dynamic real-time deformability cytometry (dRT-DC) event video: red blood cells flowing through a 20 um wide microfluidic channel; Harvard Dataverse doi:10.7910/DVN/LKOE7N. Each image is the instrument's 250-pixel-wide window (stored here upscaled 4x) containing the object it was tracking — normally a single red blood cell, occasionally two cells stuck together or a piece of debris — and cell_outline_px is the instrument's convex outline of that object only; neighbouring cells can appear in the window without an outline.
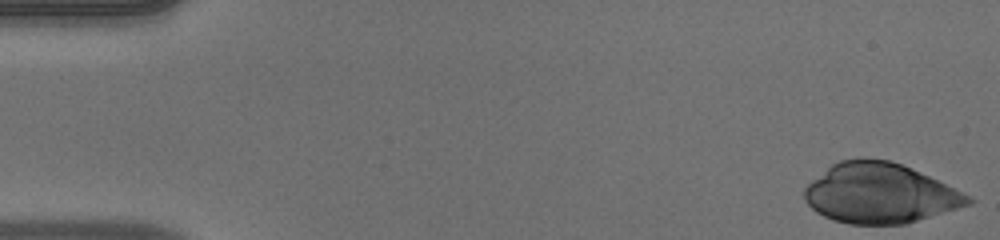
{"species": "human", "species_latin": "Homo sapiens", "temperature_condition": "warm", "stored_images_in_passage": 51, "camera_frame_rate_fps": 3000, "um_per_image_px": 0.085, "donor": {"sex": "male"}, "frame": {"image": 1, "passage_image": 1, "time_ms": 0.0, "image_size_px": [1000, 240], "cell_outline_px": [[976, 200], [972, 204], [904, 224], [848, 224], [832, 220], [816, 212], [804, 200], [804, 188], [812, 180], [832, 164], [840, 160], [892, 160], [920, 172]], "centroid_in_image_um": [74.76, 16.46], "position_along_channel_um": 10.2, "area_um2": 56.3}}
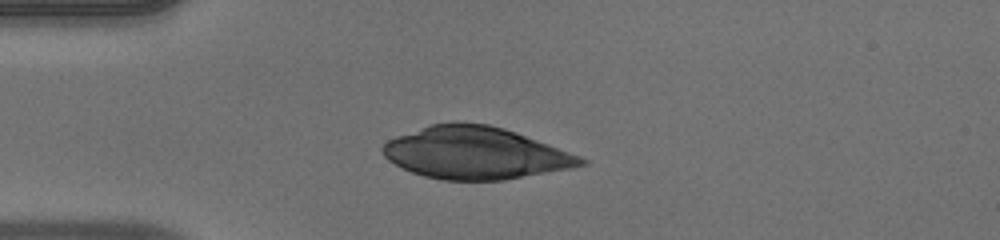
{"frame": {"image": 2, "passage_image": 13, "time_ms": 4.0, "image_size_px": [1000, 240], "cell_outline_px": [[588, 164], [572, 168], [504, 180], [444, 180], [424, 176], [412, 172], [388, 160], [384, 156], [380, 148], [388, 140], [396, 136], [432, 124], [456, 120], [488, 124], [504, 128], [516, 132], [580, 156], [588, 160]], "centroid_in_image_um": [40.4, 12.99], "position_along_channel_um": 44.6, "area_um2": 60.23}}